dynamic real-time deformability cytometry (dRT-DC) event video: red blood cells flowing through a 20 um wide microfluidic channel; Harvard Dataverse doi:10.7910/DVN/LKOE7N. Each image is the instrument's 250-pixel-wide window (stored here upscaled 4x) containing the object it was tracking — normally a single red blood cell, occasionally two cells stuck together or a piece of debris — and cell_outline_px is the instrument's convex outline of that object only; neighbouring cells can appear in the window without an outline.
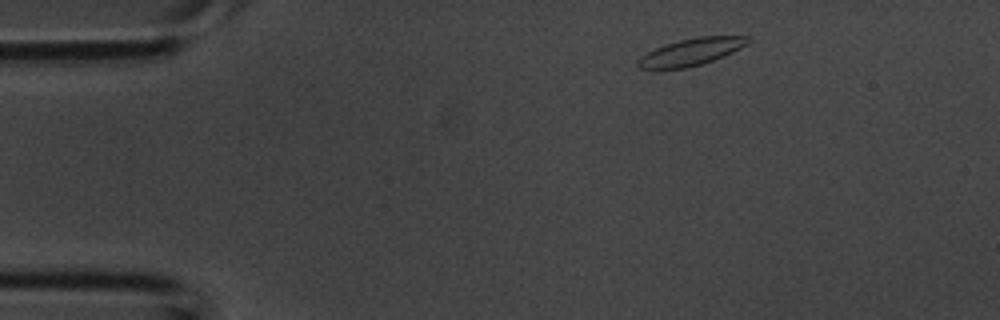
{"species": "common noctule bat (a hibernating species)", "species_latin": "Nyctalus noctula", "temperature_condition": "room temperature", "stored_images_in_passage": 3, "camera_frame_rate_fps": 3000, "um_per_image_px": 0.085, "animal": {"sex": "male", "body_mass_g": 20.1, "forearm_length_mm": 53.5}, "frame": {"image": 1, "passage_image": 1, "time_ms": 0.0, "image_size_px": [1000, 320], "cell_outline_px": [[752, 40], [748, 44], [724, 56], [700, 64], [684, 68], [636, 68], [636, 60], [640, 56], [656, 48], [680, 40], [700, 36], [748, 36]], "centroid_in_image_um": [58.76, 4.4], "position_along_channel_um": 26.2, "area_um2": 17.11}}